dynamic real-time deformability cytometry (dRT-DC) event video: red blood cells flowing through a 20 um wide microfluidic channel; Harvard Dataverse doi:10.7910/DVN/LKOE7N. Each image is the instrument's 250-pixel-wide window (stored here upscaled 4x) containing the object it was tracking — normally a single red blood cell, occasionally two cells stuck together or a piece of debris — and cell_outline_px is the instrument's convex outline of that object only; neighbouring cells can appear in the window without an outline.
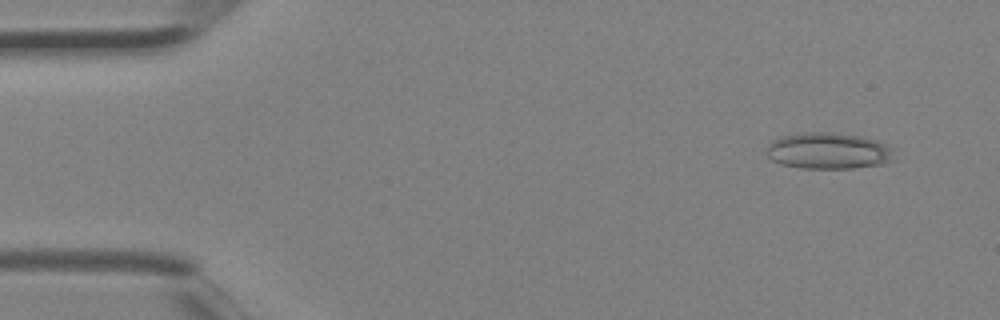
{"species": "Egyptian fruit bat (a non-hibernating species)", "species_latin": "Rousettus aegyptiacus", "temperature_condition": "room temperature", "stored_images_in_passage": 4, "camera_frame_rate_fps": 3000, "um_per_image_px": 0.085, "animal": {"sex": "female"}, "frame": {"image": 1, "passage_image": 1, "time_ms": 0.0, "image_size_px": [1000, 320], "cell_outline_px": [[896, 160], [884, 164], [852, 168], [800, 168], [780, 164], [772, 160], [764, 152], [768, 144], [772, 140], [780, 136], [804, 132], [832, 132], [860, 136], [876, 140], [896, 148]], "centroid_in_image_um": [70.46, 12.82], "position_along_channel_um": 14.5, "area_um2": 27.74}}